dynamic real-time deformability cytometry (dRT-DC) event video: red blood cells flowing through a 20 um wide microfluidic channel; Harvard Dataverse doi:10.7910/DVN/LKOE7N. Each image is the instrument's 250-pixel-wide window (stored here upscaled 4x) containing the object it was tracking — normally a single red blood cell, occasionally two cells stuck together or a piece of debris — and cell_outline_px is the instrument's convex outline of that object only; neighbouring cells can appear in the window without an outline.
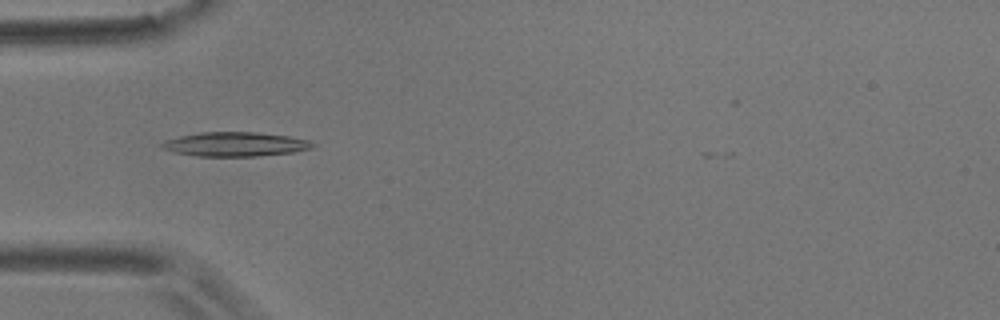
{"species": "common noctule bat (a hibernating species)", "species_latin": "Nyctalus noctula", "temperature_condition": "room temperature", "stored_images_in_passage": 52, "camera_frame_rate_fps": 3000, "um_per_image_px": 0.085, "animal": {"sex": "male", "body_mass_g": 17.9}, "frame": {"image": 1, "passage_image": 17, "time_ms": 5.333, "image_size_px": [1000, 320], "cell_outline_px": [[316, 144], [312, 148], [296, 152], [260, 156], [196, 156], [172, 152], [160, 148], [160, 144], [168, 140], [180, 136], [200, 132], [256, 132], [288, 136], [308, 140]], "centroid_in_image_um": [20.0, 12.27], "position_along_channel_um": 65.0, "area_um2": 21.39}}
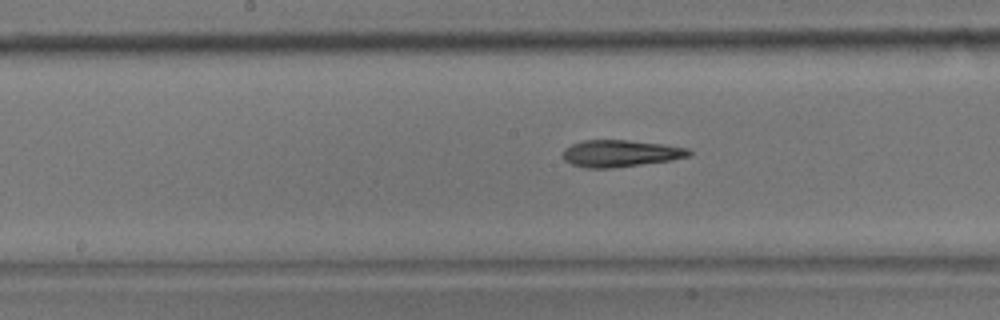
{"frame": {"image": 2, "passage_image": 28, "time_ms": 9.0, "image_size_px": [1000, 320], "cell_outline_px": [[692, 152], [688, 156], [672, 160], [612, 168], [584, 168], [572, 164], [564, 160], [564, 148], [572, 144], [584, 140], [628, 140], [660, 144], [688, 148]], "centroid_in_image_um": [52.72, 13.04], "position_along_channel_um": 195.5, "area_um2": 19.59}}
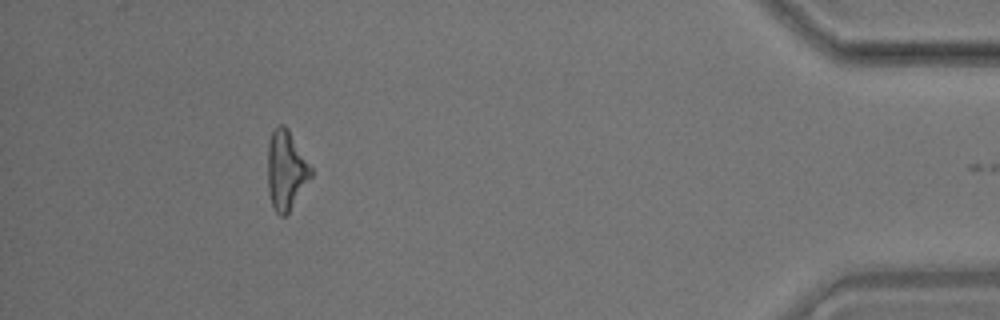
{"frame": {"image": 3, "passage_image": 51, "time_ms": 16.667, "image_size_px": [1000, 320], "cell_outline_px": [[312, 176], [288, 212], [284, 216], [280, 216], [276, 212], [272, 204], [268, 192], [268, 144], [272, 132], [280, 124], [284, 124], [288, 128], [312, 168]], "centroid_in_image_um": [24.31, 14.45], "position_along_channel_um": 410.9, "area_um2": 19.71}, "authors_computed_cell_mechanics": {"area_um2": 20.0855, "velocity_mm_per_s": 3.5559, "shape_relaxation_time_tau1_ms": 7.3993, "shape_relaxation_time_tau2_ms": 4.6113, "deformation_change_tau1": 0.2023, "deformation_change_tau2": 0.1484}}